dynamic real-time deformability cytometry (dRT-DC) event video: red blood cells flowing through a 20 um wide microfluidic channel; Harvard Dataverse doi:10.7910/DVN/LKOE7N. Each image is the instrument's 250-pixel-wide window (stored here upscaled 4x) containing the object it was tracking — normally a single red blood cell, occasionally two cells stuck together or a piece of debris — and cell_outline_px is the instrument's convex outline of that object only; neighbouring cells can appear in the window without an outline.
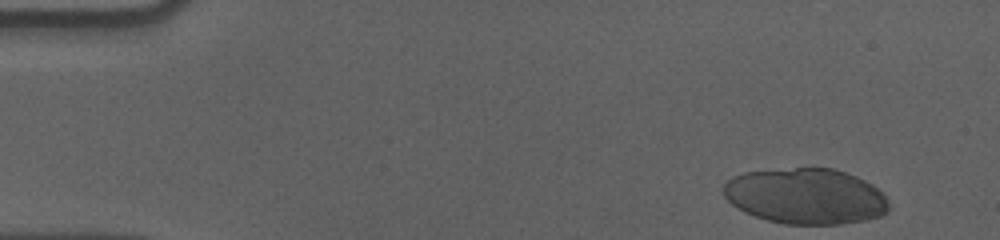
{"species": "human", "species_latin": "Homo sapiens", "temperature_condition": "cold", "stored_images_in_passage": 44, "camera_frame_rate_fps": 3000, "um_per_image_px": 0.085, "donor": {"sex": "male"}, "frame": {"image": 1, "passage_image": 1, "time_ms": 0.0, "image_size_px": [1000, 240], "cell_outline_px": [[888, 212], [880, 216], [868, 220], [840, 224], [784, 224], [768, 220], [744, 212], [736, 208], [724, 196], [724, 184], [732, 176], [744, 172], [796, 168], [832, 168], [856, 176], [872, 184], [884, 192], [888, 200]], "centroid_in_image_um": [68.51, 16.68], "position_along_channel_um": 16.5, "area_um2": 53.93}}
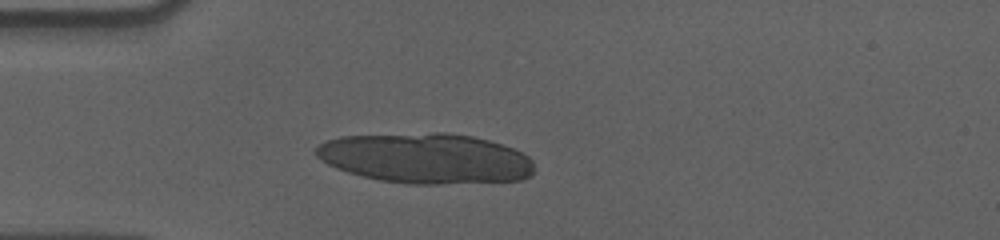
{"frame": {"image": 2, "passage_image": 12, "time_ms": 3.667, "image_size_px": [1000, 240], "cell_outline_px": [[532, 176], [520, 180], [440, 184], [408, 184], [380, 180], [360, 176], [336, 168], [320, 160], [316, 156], [316, 148], [320, 144], [328, 140], [344, 136], [432, 132], [448, 132], [472, 136], [488, 140], [512, 148], [528, 156], [532, 160]], "centroid_in_image_um": [36.18, 13.46], "position_along_channel_um": 48.8, "area_um2": 63.93}}